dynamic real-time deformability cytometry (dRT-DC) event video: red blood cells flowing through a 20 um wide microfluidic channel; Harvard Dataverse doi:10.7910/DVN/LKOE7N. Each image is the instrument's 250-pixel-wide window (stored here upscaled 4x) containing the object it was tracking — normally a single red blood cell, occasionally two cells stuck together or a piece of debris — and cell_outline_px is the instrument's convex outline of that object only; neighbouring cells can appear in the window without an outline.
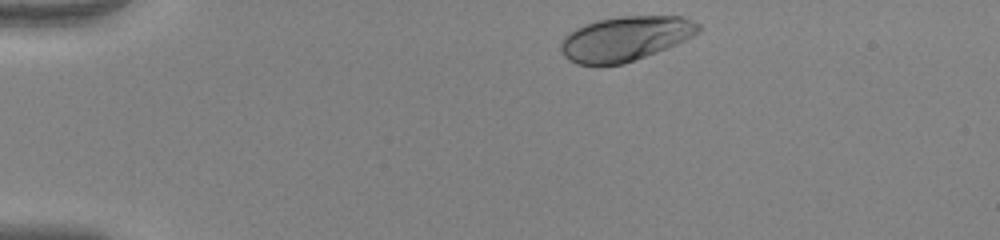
{"species": "human", "species_latin": "Homo sapiens", "temperature_condition": "warm", "stored_images_in_passage": 38, "camera_frame_rate_fps": 3000, "um_per_image_px": 0.085, "donor": {"sex": "female"}, "frame": {"image": 1, "passage_image": 1, "time_ms": 0.0, "image_size_px": [1000, 240], "cell_outline_px": [[704, 28], [700, 32], [676, 44], [656, 52], [624, 64], [600, 68], [596, 68], [576, 64], [568, 60], [564, 56], [560, 48], [560, 40], [568, 32], [584, 24], [596, 20], [620, 16], [680, 16], [692, 20], [700, 24]], "centroid_in_image_um": [53.1, 3.31], "position_along_channel_um": 31.9, "area_um2": 36.65}}
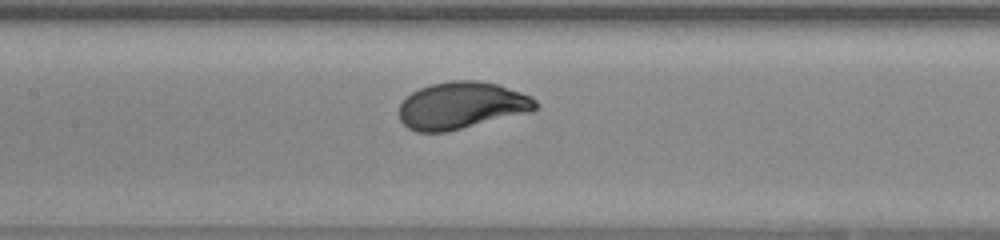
{"frame": {"image": 2, "passage_image": 17, "time_ms": 5.333, "image_size_px": [1000, 240], "cell_outline_px": [[540, 104], [532, 112], [448, 132], [416, 132], [408, 128], [400, 120], [400, 104], [412, 92], [420, 88], [432, 84], [452, 80], [476, 80], [500, 84], [532, 96]], "centroid_in_image_um": [39.29, 8.97], "position_along_channel_um": 168.1, "area_um2": 37.8}}
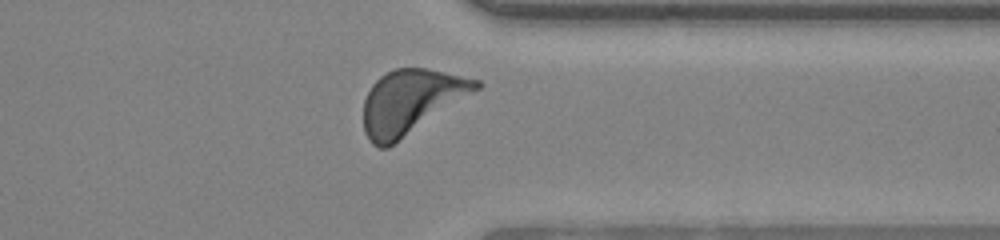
{"frame": {"image": 3, "passage_image": 33, "time_ms": 10.667, "image_size_px": [1000, 240], "cell_outline_px": [[484, 84], [480, 88], [388, 148], [380, 148], [372, 144], [368, 140], [364, 132], [364, 100], [372, 84], [380, 76], [396, 68], [424, 68], [444, 72], [480, 80]], "centroid_in_image_um": [34.9, 8.65], "position_along_channel_um": 376.5, "area_um2": 41.67}, "authors_computed_cell_mechanics": {"area_um2": 36.8764, "velocity_mm_per_s": 3.939, "shape_relaxation_time_tau1_ms": 1.9158, "shape_relaxation_time_tau2_ms": null, "deformation_change_tau1": 0.17, "deformation_change_tau2": null}}